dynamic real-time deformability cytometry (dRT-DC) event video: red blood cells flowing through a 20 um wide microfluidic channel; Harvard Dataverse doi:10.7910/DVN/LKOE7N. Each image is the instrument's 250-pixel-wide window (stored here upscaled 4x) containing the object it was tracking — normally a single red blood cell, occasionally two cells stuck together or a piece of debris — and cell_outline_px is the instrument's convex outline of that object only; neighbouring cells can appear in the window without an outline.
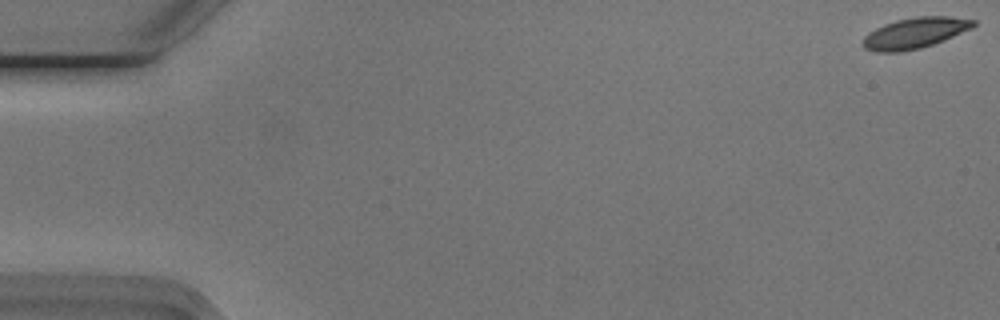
{"species": "Egyptian fruit bat (a non-hibernating species)", "species_latin": "Rousettus aegyptiacus", "temperature_condition": "cold", "stored_images_in_passage": 56, "camera_frame_rate_fps": 3000, "um_per_image_px": 0.085, "animal": {"sex": "male"}, "frame": {"image": 1, "passage_image": 1, "time_ms": 0.0, "image_size_px": [1000, 320], "cell_outline_px": [[976, 24], [972, 28], [932, 44], [920, 48], [900, 52], [876, 52], [864, 48], [864, 36], [868, 32], [884, 24], [896, 20], [916, 16], [948, 16], [976, 20]], "centroid_in_image_um": [77.75, 2.79], "position_along_channel_um": 7.2, "area_um2": 19.65}}
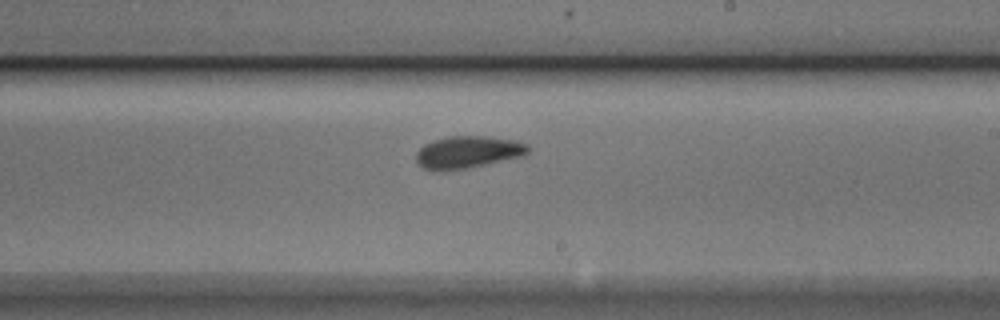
{"frame": {"image": 2, "passage_image": 33, "time_ms": 10.667, "image_size_px": [1000, 320], "cell_outline_px": [[528, 152], [524, 156], [468, 168], [424, 168], [416, 160], [416, 152], [424, 144], [448, 136], [484, 136], [512, 140], [528, 144]], "centroid_in_image_um": [39.82, 12.9], "position_along_channel_um": 249.2, "area_um2": 20.35}}
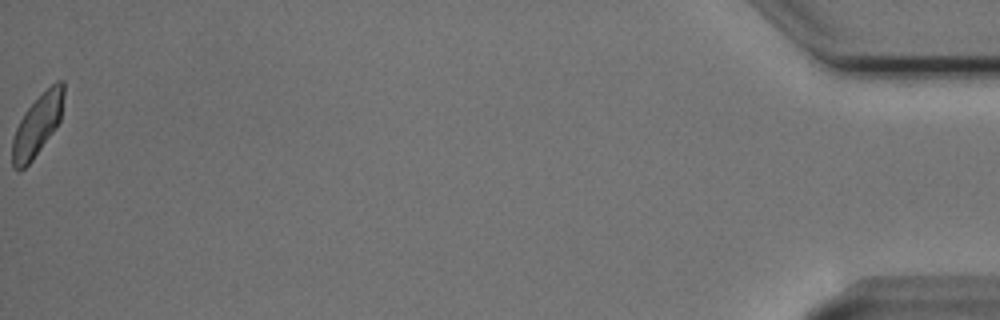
{"frame": {"image": 3, "passage_image": 56, "time_ms": 18.333, "image_size_px": [1000, 320], "cell_outline_px": [[64, 96], [60, 120], [52, 132], [32, 160], [20, 172], [12, 168], [12, 140], [16, 128], [24, 112], [56, 80], [64, 80]], "centroid_in_image_um": [3.16, 10.65], "position_along_channel_um": 432.0, "area_um2": 18.09}, "authors_computed_cell_mechanics": {"area_um2": 19.9988, "velocity_mm_per_s": 3.724, "shape_relaxation_time_tau1_ms": 3.2484, "shape_relaxation_time_tau2_ms": 1.8232, "deformation_change_tau1": 0.1227, "deformation_change_tau2": 0.0731}}